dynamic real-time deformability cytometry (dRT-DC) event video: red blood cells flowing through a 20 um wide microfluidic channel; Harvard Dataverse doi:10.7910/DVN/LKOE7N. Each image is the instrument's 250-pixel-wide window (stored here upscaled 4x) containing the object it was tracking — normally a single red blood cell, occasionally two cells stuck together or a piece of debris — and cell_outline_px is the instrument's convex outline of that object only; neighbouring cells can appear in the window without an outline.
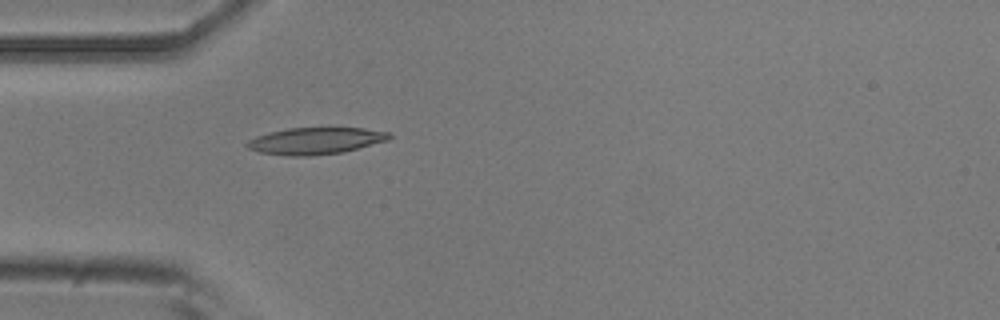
{"species": "common noctule bat (a hibernating species)", "species_latin": "Nyctalus noctula", "temperature_condition": "room temperature", "stored_images_in_passage": 4, "camera_frame_rate_fps": 3000, "um_per_image_px": 0.085, "animal": {"sex": "male", "body_mass_g": 20.5, "forearm_length_mm": 52.5}, "frame": {"image": 1, "passage_image": 4, "time_ms": 1.0, "image_size_px": [1000, 320], "cell_outline_px": [[392, 136], [388, 140], [344, 152], [308, 156], [288, 156], [260, 152], [248, 148], [244, 144], [248, 140], [256, 136], [268, 132], [288, 128], [332, 124], [364, 128], [388, 132]], "centroid_in_image_um": [26.84, 11.91], "position_along_channel_um": 58.2, "area_um2": 23.29}}